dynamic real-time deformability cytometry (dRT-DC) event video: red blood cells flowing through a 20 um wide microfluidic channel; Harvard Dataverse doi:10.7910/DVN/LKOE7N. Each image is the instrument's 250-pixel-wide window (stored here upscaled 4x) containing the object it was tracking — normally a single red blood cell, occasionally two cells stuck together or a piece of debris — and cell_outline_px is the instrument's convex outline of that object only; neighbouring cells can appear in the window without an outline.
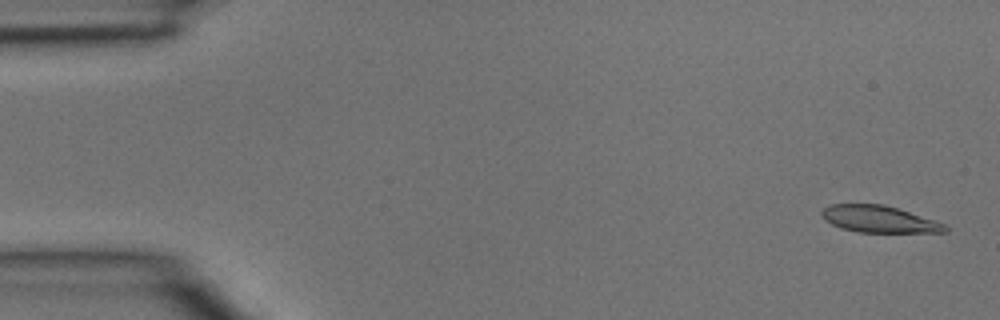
{"species": "common noctule bat (a hibernating species)", "species_latin": "Nyctalus noctula", "temperature_condition": "room temperature", "stored_images_in_passage": 4, "camera_frame_rate_fps": 3000, "um_per_image_px": 0.085, "animal": {"sex": "male", "body_mass_g": 15.6}, "frame": {"image": 1, "passage_image": 1, "time_ms": 0.0, "image_size_px": [1000, 320], "cell_outline_px": [[948, 232], [860, 232], [840, 228], [824, 220], [820, 216], [820, 212], [828, 204], [884, 204], [936, 220], [948, 224]], "centroid_in_image_um": [74.72, 18.62], "position_along_channel_um": 10.3, "area_um2": 19.48}}